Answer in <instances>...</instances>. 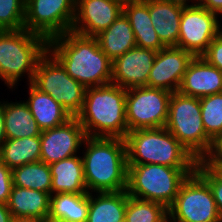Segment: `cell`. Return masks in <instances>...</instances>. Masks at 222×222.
Wrapping results in <instances>:
<instances>
[{
    "instance_id": "1",
    "label": "cell",
    "mask_w": 222,
    "mask_h": 222,
    "mask_svg": "<svg viewBox=\"0 0 222 222\" xmlns=\"http://www.w3.org/2000/svg\"><path fill=\"white\" fill-rule=\"evenodd\" d=\"M48 50L67 74L86 88L111 83L112 60L100 49L95 37L69 31L49 40Z\"/></svg>"
},
{
    "instance_id": "2",
    "label": "cell",
    "mask_w": 222,
    "mask_h": 222,
    "mask_svg": "<svg viewBox=\"0 0 222 222\" xmlns=\"http://www.w3.org/2000/svg\"><path fill=\"white\" fill-rule=\"evenodd\" d=\"M82 149L88 193L127 189L128 165L124 138L86 136Z\"/></svg>"
},
{
    "instance_id": "3",
    "label": "cell",
    "mask_w": 222,
    "mask_h": 222,
    "mask_svg": "<svg viewBox=\"0 0 222 222\" xmlns=\"http://www.w3.org/2000/svg\"><path fill=\"white\" fill-rule=\"evenodd\" d=\"M126 93L113 83L86 89L83 108L76 116L86 136L126 137Z\"/></svg>"
},
{
    "instance_id": "4",
    "label": "cell",
    "mask_w": 222,
    "mask_h": 222,
    "mask_svg": "<svg viewBox=\"0 0 222 222\" xmlns=\"http://www.w3.org/2000/svg\"><path fill=\"white\" fill-rule=\"evenodd\" d=\"M47 51L48 40L25 28L0 31V79L9 92H15L24 78L26 84L32 83L37 64Z\"/></svg>"
},
{
    "instance_id": "5",
    "label": "cell",
    "mask_w": 222,
    "mask_h": 222,
    "mask_svg": "<svg viewBox=\"0 0 222 222\" xmlns=\"http://www.w3.org/2000/svg\"><path fill=\"white\" fill-rule=\"evenodd\" d=\"M127 164H160L196 168L198 160L165 127L140 129L126 135Z\"/></svg>"
},
{
    "instance_id": "6",
    "label": "cell",
    "mask_w": 222,
    "mask_h": 222,
    "mask_svg": "<svg viewBox=\"0 0 222 222\" xmlns=\"http://www.w3.org/2000/svg\"><path fill=\"white\" fill-rule=\"evenodd\" d=\"M129 196L158 202L167 209L179 193L182 183L196 168H172L160 164H127Z\"/></svg>"
},
{
    "instance_id": "7",
    "label": "cell",
    "mask_w": 222,
    "mask_h": 222,
    "mask_svg": "<svg viewBox=\"0 0 222 222\" xmlns=\"http://www.w3.org/2000/svg\"><path fill=\"white\" fill-rule=\"evenodd\" d=\"M165 128L198 161H204L211 153L214 142L206 135L203 126L200 98L187 96L179 91L172 93Z\"/></svg>"
},
{
    "instance_id": "8",
    "label": "cell",
    "mask_w": 222,
    "mask_h": 222,
    "mask_svg": "<svg viewBox=\"0 0 222 222\" xmlns=\"http://www.w3.org/2000/svg\"><path fill=\"white\" fill-rule=\"evenodd\" d=\"M32 84L52 96L72 117L81 112L87 88L70 77L49 50L39 60Z\"/></svg>"
},
{
    "instance_id": "9",
    "label": "cell",
    "mask_w": 222,
    "mask_h": 222,
    "mask_svg": "<svg viewBox=\"0 0 222 222\" xmlns=\"http://www.w3.org/2000/svg\"><path fill=\"white\" fill-rule=\"evenodd\" d=\"M168 222H222L209 184L196 171L168 208Z\"/></svg>"
},
{
    "instance_id": "10",
    "label": "cell",
    "mask_w": 222,
    "mask_h": 222,
    "mask_svg": "<svg viewBox=\"0 0 222 222\" xmlns=\"http://www.w3.org/2000/svg\"><path fill=\"white\" fill-rule=\"evenodd\" d=\"M172 93L148 86L136 87L126 93V122L128 132L163 128L168 120Z\"/></svg>"
},
{
    "instance_id": "11",
    "label": "cell",
    "mask_w": 222,
    "mask_h": 222,
    "mask_svg": "<svg viewBox=\"0 0 222 222\" xmlns=\"http://www.w3.org/2000/svg\"><path fill=\"white\" fill-rule=\"evenodd\" d=\"M76 0H26L24 28L46 38L71 31Z\"/></svg>"
},
{
    "instance_id": "12",
    "label": "cell",
    "mask_w": 222,
    "mask_h": 222,
    "mask_svg": "<svg viewBox=\"0 0 222 222\" xmlns=\"http://www.w3.org/2000/svg\"><path fill=\"white\" fill-rule=\"evenodd\" d=\"M221 19L199 4L184 6L177 47L190 52L194 57L202 56L222 31Z\"/></svg>"
},
{
    "instance_id": "13",
    "label": "cell",
    "mask_w": 222,
    "mask_h": 222,
    "mask_svg": "<svg viewBox=\"0 0 222 222\" xmlns=\"http://www.w3.org/2000/svg\"><path fill=\"white\" fill-rule=\"evenodd\" d=\"M85 137L86 134L77 117H72L55 128L42 130L40 161L50 165L80 154Z\"/></svg>"
},
{
    "instance_id": "14",
    "label": "cell",
    "mask_w": 222,
    "mask_h": 222,
    "mask_svg": "<svg viewBox=\"0 0 222 222\" xmlns=\"http://www.w3.org/2000/svg\"><path fill=\"white\" fill-rule=\"evenodd\" d=\"M123 4L121 0H76L71 31L82 36L95 37L123 13Z\"/></svg>"
},
{
    "instance_id": "15",
    "label": "cell",
    "mask_w": 222,
    "mask_h": 222,
    "mask_svg": "<svg viewBox=\"0 0 222 222\" xmlns=\"http://www.w3.org/2000/svg\"><path fill=\"white\" fill-rule=\"evenodd\" d=\"M190 52L176 46L158 51L150 70L147 86L174 93L179 90L184 73L193 59Z\"/></svg>"
},
{
    "instance_id": "16",
    "label": "cell",
    "mask_w": 222,
    "mask_h": 222,
    "mask_svg": "<svg viewBox=\"0 0 222 222\" xmlns=\"http://www.w3.org/2000/svg\"><path fill=\"white\" fill-rule=\"evenodd\" d=\"M157 52L134 47L112 61L111 83L126 90L147 86Z\"/></svg>"
},
{
    "instance_id": "17",
    "label": "cell",
    "mask_w": 222,
    "mask_h": 222,
    "mask_svg": "<svg viewBox=\"0 0 222 222\" xmlns=\"http://www.w3.org/2000/svg\"><path fill=\"white\" fill-rule=\"evenodd\" d=\"M178 91L198 98L221 93L222 71L210 65L202 56L193 57Z\"/></svg>"
},
{
    "instance_id": "18",
    "label": "cell",
    "mask_w": 222,
    "mask_h": 222,
    "mask_svg": "<svg viewBox=\"0 0 222 222\" xmlns=\"http://www.w3.org/2000/svg\"><path fill=\"white\" fill-rule=\"evenodd\" d=\"M184 6L168 0H148L152 25L160 41L166 47H177L181 14Z\"/></svg>"
},
{
    "instance_id": "19",
    "label": "cell",
    "mask_w": 222,
    "mask_h": 222,
    "mask_svg": "<svg viewBox=\"0 0 222 222\" xmlns=\"http://www.w3.org/2000/svg\"><path fill=\"white\" fill-rule=\"evenodd\" d=\"M123 12L130 21L137 47L156 52L166 47L152 25L148 0H127L123 4Z\"/></svg>"
},
{
    "instance_id": "20",
    "label": "cell",
    "mask_w": 222,
    "mask_h": 222,
    "mask_svg": "<svg viewBox=\"0 0 222 222\" xmlns=\"http://www.w3.org/2000/svg\"><path fill=\"white\" fill-rule=\"evenodd\" d=\"M28 95L24 100L41 130L55 128L64 124L72 116L52 96L41 92L32 83H27Z\"/></svg>"
},
{
    "instance_id": "21",
    "label": "cell",
    "mask_w": 222,
    "mask_h": 222,
    "mask_svg": "<svg viewBox=\"0 0 222 222\" xmlns=\"http://www.w3.org/2000/svg\"><path fill=\"white\" fill-rule=\"evenodd\" d=\"M81 154L50 164L51 195L57 193H88Z\"/></svg>"
},
{
    "instance_id": "22",
    "label": "cell",
    "mask_w": 222,
    "mask_h": 222,
    "mask_svg": "<svg viewBox=\"0 0 222 222\" xmlns=\"http://www.w3.org/2000/svg\"><path fill=\"white\" fill-rule=\"evenodd\" d=\"M50 197V193L13 185L6 205L13 218L47 220L50 211Z\"/></svg>"
},
{
    "instance_id": "23",
    "label": "cell",
    "mask_w": 222,
    "mask_h": 222,
    "mask_svg": "<svg viewBox=\"0 0 222 222\" xmlns=\"http://www.w3.org/2000/svg\"><path fill=\"white\" fill-rule=\"evenodd\" d=\"M128 201L126 190L89 193L87 222H122Z\"/></svg>"
},
{
    "instance_id": "24",
    "label": "cell",
    "mask_w": 222,
    "mask_h": 222,
    "mask_svg": "<svg viewBox=\"0 0 222 222\" xmlns=\"http://www.w3.org/2000/svg\"><path fill=\"white\" fill-rule=\"evenodd\" d=\"M95 38L100 49L112 61L136 47L134 32L124 12L106 30L96 35Z\"/></svg>"
},
{
    "instance_id": "25",
    "label": "cell",
    "mask_w": 222,
    "mask_h": 222,
    "mask_svg": "<svg viewBox=\"0 0 222 222\" xmlns=\"http://www.w3.org/2000/svg\"><path fill=\"white\" fill-rule=\"evenodd\" d=\"M1 100L0 102L4 105L6 139L40 136L42 130L38 127L24 100L20 99V101L16 100L15 102Z\"/></svg>"
},
{
    "instance_id": "26",
    "label": "cell",
    "mask_w": 222,
    "mask_h": 222,
    "mask_svg": "<svg viewBox=\"0 0 222 222\" xmlns=\"http://www.w3.org/2000/svg\"><path fill=\"white\" fill-rule=\"evenodd\" d=\"M89 193H57L50 197L49 220L87 222Z\"/></svg>"
},
{
    "instance_id": "27",
    "label": "cell",
    "mask_w": 222,
    "mask_h": 222,
    "mask_svg": "<svg viewBox=\"0 0 222 222\" xmlns=\"http://www.w3.org/2000/svg\"><path fill=\"white\" fill-rule=\"evenodd\" d=\"M40 136L6 139L0 147V160L11 170L40 161Z\"/></svg>"
},
{
    "instance_id": "28",
    "label": "cell",
    "mask_w": 222,
    "mask_h": 222,
    "mask_svg": "<svg viewBox=\"0 0 222 222\" xmlns=\"http://www.w3.org/2000/svg\"><path fill=\"white\" fill-rule=\"evenodd\" d=\"M13 185L51 194L52 175L48 164L38 161L12 170Z\"/></svg>"
},
{
    "instance_id": "29",
    "label": "cell",
    "mask_w": 222,
    "mask_h": 222,
    "mask_svg": "<svg viewBox=\"0 0 222 222\" xmlns=\"http://www.w3.org/2000/svg\"><path fill=\"white\" fill-rule=\"evenodd\" d=\"M126 222H168V209L158 203L128 195Z\"/></svg>"
},
{
    "instance_id": "30",
    "label": "cell",
    "mask_w": 222,
    "mask_h": 222,
    "mask_svg": "<svg viewBox=\"0 0 222 222\" xmlns=\"http://www.w3.org/2000/svg\"><path fill=\"white\" fill-rule=\"evenodd\" d=\"M206 135L214 142L222 135V92L200 98Z\"/></svg>"
},
{
    "instance_id": "31",
    "label": "cell",
    "mask_w": 222,
    "mask_h": 222,
    "mask_svg": "<svg viewBox=\"0 0 222 222\" xmlns=\"http://www.w3.org/2000/svg\"><path fill=\"white\" fill-rule=\"evenodd\" d=\"M26 0H0V31L24 28Z\"/></svg>"
},
{
    "instance_id": "32",
    "label": "cell",
    "mask_w": 222,
    "mask_h": 222,
    "mask_svg": "<svg viewBox=\"0 0 222 222\" xmlns=\"http://www.w3.org/2000/svg\"><path fill=\"white\" fill-rule=\"evenodd\" d=\"M196 172L209 184L222 219V171L198 161Z\"/></svg>"
},
{
    "instance_id": "33",
    "label": "cell",
    "mask_w": 222,
    "mask_h": 222,
    "mask_svg": "<svg viewBox=\"0 0 222 222\" xmlns=\"http://www.w3.org/2000/svg\"><path fill=\"white\" fill-rule=\"evenodd\" d=\"M202 57L212 66L222 71V31L208 46Z\"/></svg>"
},
{
    "instance_id": "34",
    "label": "cell",
    "mask_w": 222,
    "mask_h": 222,
    "mask_svg": "<svg viewBox=\"0 0 222 222\" xmlns=\"http://www.w3.org/2000/svg\"><path fill=\"white\" fill-rule=\"evenodd\" d=\"M12 187V170L0 160V202H8Z\"/></svg>"
},
{
    "instance_id": "35",
    "label": "cell",
    "mask_w": 222,
    "mask_h": 222,
    "mask_svg": "<svg viewBox=\"0 0 222 222\" xmlns=\"http://www.w3.org/2000/svg\"><path fill=\"white\" fill-rule=\"evenodd\" d=\"M204 162L213 168H222V135L214 141L212 151Z\"/></svg>"
},
{
    "instance_id": "36",
    "label": "cell",
    "mask_w": 222,
    "mask_h": 222,
    "mask_svg": "<svg viewBox=\"0 0 222 222\" xmlns=\"http://www.w3.org/2000/svg\"><path fill=\"white\" fill-rule=\"evenodd\" d=\"M200 6L222 17V0H199Z\"/></svg>"
},
{
    "instance_id": "37",
    "label": "cell",
    "mask_w": 222,
    "mask_h": 222,
    "mask_svg": "<svg viewBox=\"0 0 222 222\" xmlns=\"http://www.w3.org/2000/svg\"><path fill=\"white\" fill-rule=\"evenodd\" d=\"M13 216L5 203L0 202V222H13Z\"/></svg>"
},
{
    "instance_id": "38",
    "label": "cell",
    "mask_w": 222,
    "mask_h": 222,
    "mask_svg": "<svg viewBox=\"0 0 222 222\" xmlns=\"http://www.w3.org/2000/svg\"><path fill=\"white\" fill-rule=\"evenodd\" d=\"M6 140L5 126H4V105L0 102V147Z\"/></svg>"
},
{
    "instance_id": "39",
    "label": "cell",
    "mask_w": 222,
    "mask_h": 222,
    "mask_svg": "<svg viewBox=\"0 0 222 222\" xmlns=\"http://www.w3.org/2000/svg\"><path fill=\"white\" fill-rule=\"evenodd\" d=\"M13 222H46L40 218H14Z\"/></svg>"
},
{
    "instance_id": "40",
    "label": "cell",
    "mask_w": 222,
    "mask_h": 222,
    "mask_svg": "<svg viewBox=\"0 0 222 222\" xmlns=\"http://www.w3.org/2000/svg\"><path fill=\"white\" fill-rule=\"evenodd\" d=\"M168 1H172V2L179 3V4H183L185 6L197 5L199 3V0H168Z\"/></svg>"
},
{
    "instance_id": "41",
    "label": "cell",
    "mask_w": 222,
    "mask_h": 222,
    "mask_svg": "<svg viewBox=\"0 0 222 222\" xmlns=\"http://www.w3.org/2000/svg\"><path fill=\"white\" fill-rule=\"evenodd\" d=\"M46 222H60V221H55V220H49V219H47Z\"/></svg>"
}]
</instances>
